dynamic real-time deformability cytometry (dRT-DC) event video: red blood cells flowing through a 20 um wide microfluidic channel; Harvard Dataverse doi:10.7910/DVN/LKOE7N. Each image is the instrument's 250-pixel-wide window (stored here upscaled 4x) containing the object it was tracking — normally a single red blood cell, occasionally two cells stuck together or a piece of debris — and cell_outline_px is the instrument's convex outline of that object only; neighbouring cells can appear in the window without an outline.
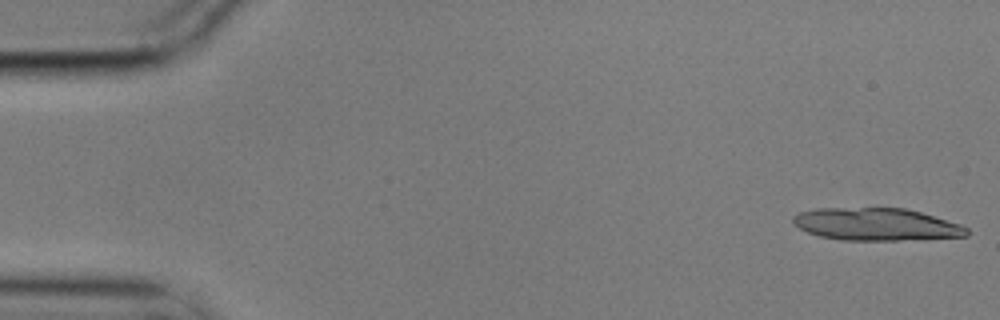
{"species": "common noctule bat (a hibernating species)", "species_latin": "Nyctalus noctula", "temperature_condition": "cold", "stored_images_in_passage": 6, "camera_frame_rate_fps": 3000, "um_per_image_px": 0.085, "animal": {"sex": "male", "body_mass_g": 17.9}, "frame": {"image": 1, "passage_image": 1, "time_ms": 0.0, "image_size_px": [1000, 320], "cell_outline_px": [[968, 236], [896, 240], [840, 240], [820, 236], [808, 232], [800, 228], [792, 220], [792, 216], [800, 212], [816, 208], [904, 208], [920, 212], [960, 224], [968, 228]], "centroid_in_image_um": [74.47, 19.06], "position_along_channel_um": 10.5, "area_um2": 32.6}}
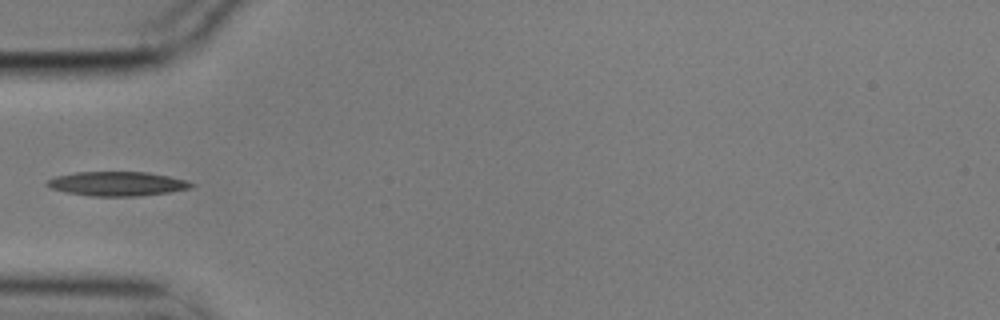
{"frame": {"image": 2, "passage_image": 6, "time_ms": 1.667, "image_size_px": [1000, 320], "cell_outline_px": [[196, 184], [192, 188], [168, 192], [140, 196], [92, 196], [68, 192], [52, 188], [44, 184], [48, 180], [56, 176], [76, 172], [148, 172], [168, 176], [184, 180]], "centroid_in_image_um": [9.98, 15.61], "position_along_channel_um": 75.0, "area_um2": 20.23}}